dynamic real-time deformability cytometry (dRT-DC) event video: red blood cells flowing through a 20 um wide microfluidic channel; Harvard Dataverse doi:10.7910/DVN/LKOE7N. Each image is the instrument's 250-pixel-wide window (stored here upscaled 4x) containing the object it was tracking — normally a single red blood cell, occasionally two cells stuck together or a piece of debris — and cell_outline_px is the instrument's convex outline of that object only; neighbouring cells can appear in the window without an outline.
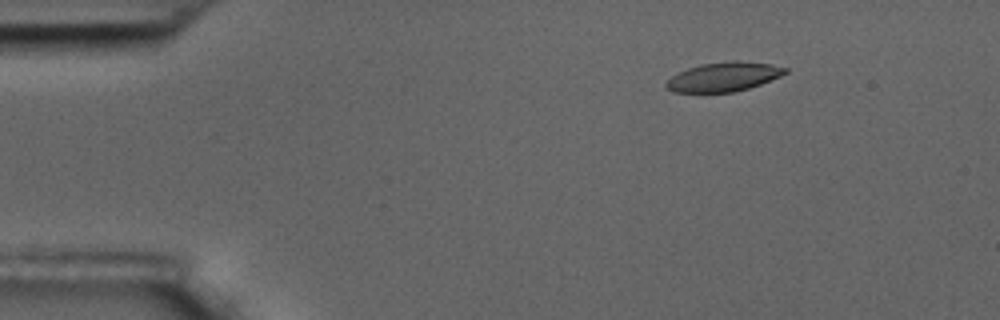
{"species": "common noctule bat (a hibernating species)", "species_latin": "Nyctalus noctula", "temperature_condition": "room temperature", "stored_images_in_passage": 11, "camera_frame_rate_fps": 3000, "um_per_image_px": 0.085, "animal": {"sex": "male", "body_mass_g": 17.5, "forearm_length_mm": 52.3}, "frame": {"image": 1, "passage_image": 2, "time_ms": 0.333, "image_size_px": [1000, 320], "cell_outline_px": [[788, 72], [780, 76], [760, 84], [748, 88], [732, 92], [672, 92], [664, 88], [664, 84], [672, 76], [688, 68], [700, 64], [732, 60], [740, 60], [772, 64], [788, 68]], "centroid_in_image_um": [61.51, 6.52], "position_along_channel_um": 23.5, "area_um2": 20.35}}
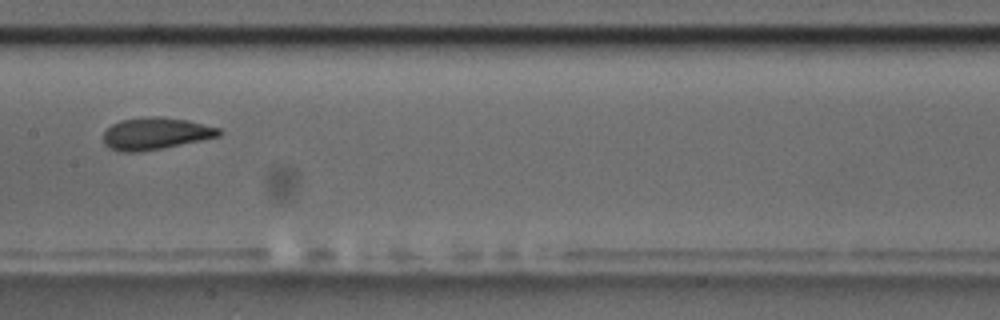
{"frame": {"image": 2, "passage_image": 8, "time_ms": 2.333, "image_size_px": [1000, 320], "cell_outline_px": [[224, 132], [220, 136], [164, 148], [140, 152], [124, 152], [108, 148], [104, 144], [104, 132], [112, 124], [120, 120], [148, 116], [160, 116], [188, 120], [220, 128]], "centroid_in_image_um": [13.24, 11.35], "position_along_channel_um": 194.2, "area_um2": 21.79}}
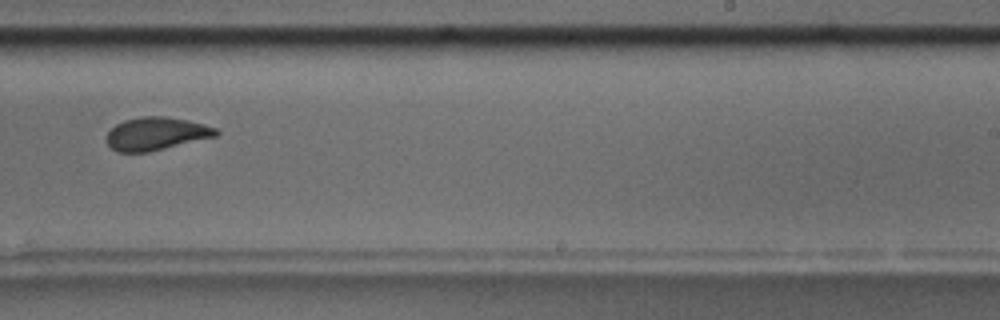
{"frame": {"image": 3, "passage_image": 10, "time_ms": 3.0, "image_size_px": [1000, 320], "cell_outline_px": [[220, 132], [216, 136], [148, 152], [116, 152], [104, 140], [104, 136], [116, 124], [124, 120], [140, 116], [164, 116], [188, 120], [204, 124], [216, 128]], "centroid_in_image_um": [13.23, 11.36], "position_along_channel_um": 275.8, "area_um2": 21.1}}